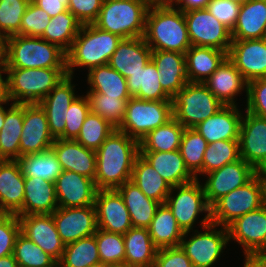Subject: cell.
Masks as SVG:
<instances>
[{"instance_id": "cell-36", "label": "cell", "mask_w": 266, "mask_h": 267, "mask_svg": "<svg viewBox=\"0 0 266 267\" xmlns=\"http://www.w3.org/2000/svg\"><path fill=\"white\" fill-rule=\"evenodd\" d=\"M131 181L150 199L165 204L171 191L169 183L140 154L133 164Z\"/></svg>"}, {"instance_id": "cell-13", "label": "cell", "mask_w": 266, "mask_h": 267, "mask_svg": "<svg viewBox=\"0 0 266 267\" xmlns=\"http://www.w3.org/2000/svg\"><path fill=\"white\" fill-rule=\"evenodd\" d=\"M257 173L251 165L240 158L205 174L206 180L202 184L208 205L211 207L222 196L245 185Z\"/></svg>"}, {"instance_id": "cell-22", "label": "cell", "mask_w": 266, "mask_h": 267, "mask_svg": "<svg viewBox=\"0 0 266 267\" xmlns=\"http://www.w3.org/2000/svg\"><path fill=\"white\" fill-rule=\"evenodd\" d=\"M58 207H84L94 205L97 192L93 179L73 171L62 170L55 181Z\"/></svg>"}, {"instance_id": "cell-38", "label": "cell", "mask_w": 266, "mask_h": 267, "mask_svg": "<svg viewBox=\"0 0 266 267\" xmlns=\"http://www.w3.org/2000/svg\"><path fill=\"white\" fill-rule=\"evenodd\" d=\"M147 229L157 249L178 247L185 233L166 204H160Z\"/></svg>"}, {"instance_id": "cell-18", "label": "cell", "mask_w": 266, "mask_h": 267, "mask_svg": "<svg viewBox=\"0 0 266 267\" xmlns=\"http://www.w3.org/2000/svg\"><path fill=\"white\" fill-rule=\"evenodd\" d=\"M227 58L247 82L266 77V38L232 40Z\"/></svg>"}, {"instance_id": "cell-63", "label": "cell", "mask_w": 266, "mask_h": 267, "mask_svg": "<svg viewBox=\"0 0 266 267\" xmlns=\"http://www.w3.org/2000/svg\"><path fill=\"white\" fill-rule=\"evenodd\" d=\"M10 102L11 101L7 97H5L3 100H0V130L4 126L6 111L8 110L6 106H9ZM3 105H5V107Z\"/></svg>"}, {"instance_id": "cell-64", "label": "cell", "mask_w": 266, "mask_h": 267, "mask_svg": "<svg viewBox=\"0 0 266 267\" xmlns=\"http://www.w3.org/2000/svg\"><path fill=\"white\" fill-rule=\"evenodd\" d=\"M3 74H6V71L0 70V100L6 97V77Z\"/></svg>"}, {"instance_id": "cell-3", "label": "cell", "mask_w": 266, "mask_h": 267, "mask_svg": "<svg viewBox=\"0 0 266 267\" xmlns=\"http://www.w3.org/2000/svg\"><path fill=\"white\" fill-rule=\"evenodd\" d=\"M122 39L94 24L82 25L71 48L66 52L67 75L73 77L75 67L89 71L93 67L108 64Z\"/></svg>"}, {"instance_id": "cell-29", "label": "cell", "mask_w": 266, "mask_h": 267, "mask_svg": "<svg viewBox=\"0 0 266 267\" xmlns=\"http://www.w3.org/2000/svg\"><path fill=\"white\" fill-rule=\"evenodd\" d=\"M57 208L55 183L24 177L23 207L17 215L52 214Z\"/></svg>"}, {"instance_id": "cell-65", "label": "cell", "mask_w": 266, "mask_h": 267, "mask_svg": "<svg viewBox=\"0 0 266 267\" xmlns=\"http://www.w3.org/2000/svg\"><path fill=\"white\" fill-rule=\"evenodd\" d=\"M177 0H156L157 3L165 5H173Z\"/></svg>"}, {"instance_id": "cell-30", "label": "cell", "mask_w": 266, "mask_h": 267, "mask_svg": "<svg viewBox=\"0 0 266 267\" xmlns=\"http://www.w3.org/2000/svg\"><path fill=\"white\" fill-rule=\"evenodd\" d=\"M232 40L266 38V0H246L239 10Z\"/></svg>"}, {"instance_id": "cell-48", "label": "cell", "mask_w": 266, "mask_h": 267, "mask_svg": "<svg viewBox=\"0 0 266 267\" xmlns=\"http://www.w3.org/2000/svg\"><path fill=\"white\" fill-rule=\"evenodd\" d=\"M115 130L116 128L108 121L90 111L75 140L84 147L96 151Z\"/></svg>"}, {"instance_id": "cell-6", "label": "cell", "mask_w": 266, "mask_h": 267, "mask_svg": "<svg viewBox=\"0 0 266 267\" xmlns=\"http://www.w3.org/2000/svg\"><path fill=\"white\" fill-rule=\"evenodd\" d=\"M151 0H104L96 27L123 39L142 37Z\"/></svg>"}, {"instance_id": "cell-60", "label": "cell", "mask_w": 266, "mask_h": 267, "mask_svg": "<svg viewBox=\"0 0 266 267\" xmlns=\"http://www.w3.org/2000/svg\"><path fill=\"white\" fill-rule=\"evenodd\" d=\"M242 267H266V254H244Z\"/></svg>"}, {"instance_id": "cell-16", "label": "cell", "mask_w": 266, "mask_h": 267, "mask_svg": "<svg viewBox=\"0 0 266 267\" xmlns=\"http://www.w3.org/2000/svg\"><path fill=\"white\" fill-rule=\"evenodd\" d=\"M55 139L51 135L46 113L39 103H24L23 130L19 144V158L51 149Z\"/></svg>"}, {"instance_id": "cell-33", "label": "cell", "mask_w": 266, "mask_h": 267, "mask_svg": "<svg viewBox=\"0 0 266 267\" xmlns=\"http://www.w3.org/2000/svg\"><path fill=\"white\" fill-rule=\"evenodd\" d=\"M189 82H204L227 58L225 51L192 45L185 53Z\"/></svg>"}, {"instance_id": "cell-56", "label": "cell", "mask_w": 266, "mask_h": 267, "mask_svg": "<svg viewBox=\"0 0 266 267\" xmlns=\"http://www.w3.org/2000/svg\"><path fill=\"white\" fill-rule=\"evenodd\" d=\"M104 0H69L68 10L82 25L93 24Z\"/></svg>"}, {"instance_id": "cell-53", "label": "cell", "mask_w": 266, "mask_h": 267, "mask_svg": "<svg viewBox=\"0 0 266 267\" xmlns=\"http://www.w3.org/2000/svg\"><path fill=\"white\" fill-rule=\"evenodd\" d=\"M21 225L17 215L2 214L0 216V258L13 254Z\"/></svg>"}, {"instance_id": "cell-45", "label": "cell", "mask_w": 266, "mask_h": 267, "mask_svg": "<svg viewBox=\"0 0 266 267\" xmlns=\"http://www.w3.org/2000/svg\"><path fill=\"white\" fill-rule=\"evenodd\" d=\"M240 159L239 140H220L207 145L203 156L204 175Z\"/></svg>"}, {"instance_id": "cell-49", "label": "cell", "mask_w": 266, "mask_h": 267, "mask_svg": "<svg viewBox=\"0 0 266 267\" xmlns=\"http://www.w3.org/2000/svg\"><path fill=\"white\" fill-rule=\"evenodd\" d=\"M94 235L96 237L101 262L112 266L125 264V244L123 235L102 229H97Z\"/></svg>"}, {"instance_id": "cell-61", "label": "cell", "mask_w": 266, "mask_h": 267, "mask_svg": "<svg viewBox=\"0 0 266 267\" xmlns=\"http://www.w3.org/2000/svg\"><path fill=\"white\" fill-rule=\"evenodd\" d=\"M7 37L0 34V70H6Z\"/></svg>"}, {"instance_id": "cell-17", "label": "cell", "mask_w": 266, "mask_h": 267, "mask_svg": "<svg viewBox=\"0 0 266 267\" xmlns=\"http://www.w3.org/2000/svg\"><path fill=\"white\" fill-rule=\"evenodd\" d=\"M52 216L65 245L92 236L98 229L95 205L58 207Z\"/></svg>"}, {"instance_id": "cell-2", "label": "cell", "mask_w": 266, "mask_h": 267, "mask_svg": "<svg viewBox=\"0 0 266 267\" xmlns=\"http://www.w3.org/2000/svg\"><path fill=\"white\" fill-rule=\"evenodd\" d=\"M144 40L152 50L185 54L192 46L184 12L173 5L153 2L146 15Z\"/></svg>"}, {"instance_id": "cell-40", "label": "cell", "mask_w": 266, "mask_h": 267, "mask_svg": "<svg viewBox=\"0 0 266 267\" xmlns=\"http://www.w3.org/2000/svg\"><path fill=\"white\" fill-rule=\"evenodd\" d=\"M184 129L172 117L162 126L150 131L139 142V152H169L179 150Z\"/></svg>"}, {"instance_id": "cell-7", "label": "cell", "mask_w": 266, "mask_h": 267, "mask_svg": "<svg viewBox=\"0 0 266 267\" xmlns=\"http://www.w3.org/2000/svg\"><path fill=\"white\" fill-rule=\"evenodd\" d=\"M266 203V178L258 172L245 185L222 196L211 206V223L228 227L244 214L257 210Z\"/></svg>"}, {"instance_id": "cell-4", "label": "cell", "mask_w": 266, "mask_h": 267, "mask_svg": "<svg viewBox=\"0 0 266 267\" xmlns=\"http://www.w3.org/2000/svg\"><path fill=\"white\" fill-rule=\"evenodd\" d=\"M6 97L13 103H39L66 76V68H6Z\"/></svg>"}, {"instance_id": "cell-8", "label": "cell", "mask_w": 266, "mask_h": 267, "mask_svg": "<svg viewBox=\"0 0 266 267\" xmlns=\"http://www.w3.org/2000/svg\"><path fill=\"white\" fill-rule=\"evenodd\" d=\"M198 221L203 232L197 229L186 231L179 246L194 267H215L229 244L228 229L211 223L210 216H204Z\"/></svg>"}, {"instance_id": "cell-26", "label": "cell", "mask_w": 266, "mask_h": 267, "mask_svg": "<svg viewBox=\"0 0 266 267\" xmlns=\"http://www.w3.org/2000/svg\"><path fill=\"white\" fill-rule=\"evenodd\" d=\"M62 170H69L90 179L96 176V152L76 140L55 139L51 147Z\"/></svg>"}, {"instance_id": "cell-19", "label": "cell", "mask_w": 266, "mask_h": 267, "mask_svg": "<svg viewBox=\"0 0 266 267\" xmlns=\"http://www.w3.org/2000/svg\"><path fill=\"white\" fill-rule=\"evenodd\" d=\"M72 76H66L39 104L48 119L49 131L54 139H64L66 118L70 105L79 96Z\"/></svg>"}, {"instance_id": "cell-43", "label": "cell", "mask_w": 266, "mask_h": 267, "mask_svg": "<svg viewBox=\"0 0 266 267\" xmlns=\"http://www.w3.org/2000/svg\"><path fill=\"white\" fill-rule=\"evenodd\" d=\"M100 262L95 235L66 244L58 261L61 267H90Z\"/></svg>"}, {"instance_id": "cell-1", "label": "cell", "mask_w": 266, "mask_h": 267, "mask_svg": "<svg viewBox=\"0 0 266 267\" xmlns=\"http://www.w3.org/2000/svg\"><path fill=\"white\" fill-rule=\"evenodd\" d=\"M96 152L97 190L117 189L131 180L133 164L139 154V142L116 129Z\"/></svg>"}, {"instance_id": "cell-37", "label": "cell", "mask_w": 266, "mask_h": 267, "mask_svg": "<svg viewBox=\"0 0 266 267\" xmlns=\"http://www.w3.org/2000/svg\"><path fill=\"white\" fill-rule=\"evenodd\" d=\"M24 103L11 102L0 130V160H18L23 130Z\"/></svg>"}, {"instance_id": "cell-50", "label": "cell", "mask_w": 266, "mask_h": 267, "mask_svg": "<svg viewBox=\"0 0 266 267\" xmlns=\"http://www.w3.org/2000/svg\"><path fill=\"white\" fill-rule=\"evenodd\" d=\"M31 0H0V34L6 37L20 31L22 17Z\"/></svg>"}, {"instance_id": "cell-27", "label": "cell", "mask_w": 266, "mask_h": 267, "mask_svg": "<svg viewBox=\"0 0 266 267\" xmlns=\"http://www.w3.org/2000/svg\"><path fill=\"white\" fill-rule=\"evenodd\" d=\"M151 60L158 69L162 89L171 98L189 82L185 54L176 51L152 50Z\"/></svg>"}, {"instance_id": "cell-25", "label": "cell", "mask_w": 266, "mask_h": 267, "mask_svg": "<svg viewBox=\"0 0 266 267\" xmlns=\"http://www.w3.org/2000/svg\"><path fill=\"white\" fill-rule=\"evenodd\" d=\"M236 105H224L218 112L199 123L194 129L208 144L220 140H239L243 110Z\"/></svg>"}, {"instance_id": "cell-68", "label": "cell", "mask_w": 266, "mask_h": 267, "mask_svg": "<svg viewBox=\"0 0 266 267\" xmlns=\"http://www.w3.org/2000/svg\"><path fill=\"white\" fill-rule=\"evenodd\" d=\"M111 267H130V266L123 264V265H114V266H111Z\"/></svg>"}, {"instance_id": "cell-44", "label": "cell", "mask_w": 266, "mask_h": 267, "mask_svg": "<svg viewBox=\"0 0 266 267\" xmlns=\"http://www.w3.org/2000/svg\"><path fill=\"white\" fill-rule=\"evenodd\" d=\"M207 145V141L194 128L184 129L179 151L185 166L197 180H200L198 176H203V156Z\"/></svg>"}, {"instance_id": "cell-15", "label": "cell", "mask_w": 266, "mask_h": 267, "mask_svg": "<svg viewBox=\"0 0 266 267\" xmlns=\"http://www.w3.org/2000/svg\"><path fill=\"white\" fill-rule=\"evenodd\" d=\"M229 242L234 240L244 254H266V203L233 221L228 227Z\"/></svg>"}, {"instance_id": "cell-69", "label": "cell", "mask_w": 266, "mask_h": 267, "mask_svg": "<svg viewBox=\"0 0 266 267\" xmlns=\"http://www.w3.org/2000/svg\"><path fill=\"white\" fill-rule=\"evenodd\" d=\"M52 267H61L60 264L57 262L55 265H53Z\"/></svg>"}, {"instance_id": "cell-23", "label": "cell", "mask_w": 266, "mask_h": 267, "mask_svg": "<svg viewBox=\"0 0 266 267\" xmlns=\"http://www.w3.org/2000/svg\"><path fill=\"white\" fill-rule=\"evenodd\" d=\"M203 83L223 105L238 106L236 97L242 95V91L247 98L248 82L228 58Z\"/></svg>"}, {"instance_id": "cell-47", "label": "cell", "mask_w": 266, "mask_h": 267, "mask_svg": "<svg viewBox=\"0 0 266 267\" xmlns=\"http://www.w3.org/2000/svg\"><path fill=\"white\" fill-rule=\"evenodd\" d=\"M13 255L18 267H52L57 261L21 232L17 236Z\"/></svg>"}, {"instance_id": "cell-57", "label": "cell", "mask_w": 266, "mask_h": 267, "mask_svg": "<svg viewBox=\"0 0 266 267\" xmlns=\"http://www.w3.org/2000/svg\"><path fill=\"white\" fill-rule=\"evenodd\" d=\"M154 267H194L185 252L178 247L157 249Z\"/></svg>"}, {"instance_id": "cell-20", "label": "cell", "mask_w": 266, "mask_h": 267, "mask_svg": "<svg viewBox=\"0 0 266 267\" xmlns=\"http://www.w3.org/2000/svg\"><path fill=\"white\" fill-rule=\"evenodd\" d=\"M94 205L98 229L124 235L132 228L129 211L116 189L97 190Z\"/></svg>"}, {"instance_id": "cell-24", "label": "cell", "mask_w": 266, "mask_h": 267, "mask_svg": "<svg viewBox=\"0 0 266 267\" xmlns=\"http://www.w3.org/2000/svg\"><path fill=\"white\" fill-rule=\"evenodd\" d=\"M24 174L18 160H0V210L17 215L23 207Z\"/></svg>"}, {"instance_id": "cell-54", "label": "cell", "mask_w": 266, "mask_h": 267, "mask_svg": "<svg viewBox=\"0 0 266 267\" xmlns=\"http://www.w3.org/2000/svg\"><path fill=\"white\" fill-rule=\"evenodd\" d=\"M245 110L266 118V77L248 82Z\"/></svg>"}, {"instance_id": "cell-42", "label": "cell", "mask_w": 266, "mask_h": 267, "mask_svg": "<svg viewBox=\"0 0 266 267\" xmlns=\"http://www.w3.org/2000/svg\"><path fill=\"white\" fill-rule=\"evenodd\" d=\"M18 161L24 177H39L47 182L55 183L62 172L61 165L52 149L24 155Z\"/></svg>"}, {"instance_id": "cell-10", "label": "cell", "mask_w": 266, "mask_h": 267, "mask_svg": "<svg viewBox=\"0 0 266 267\" xmlns=\"http://www.w3.org/2000/svg\"><path fill=\"white\" fill-rule=\"evenodd\" d=\"M172 117V101H148L131 97L118 130L140 142L150 131Z\"/></svg>"}, {"instance_id": "cell-12", "label": "cell", "mask_w": 266, "mask_h": 267, "mask_svg": "<svg viewBox=\"0 0 266 267\" xmlns=\"http://www.w3.org/2000/svg\"><path fill=\"white\" fill-rule=\"evenodd\" d=\"M191 45L213 47L228 54L232 43L231 31L207 9L184 12Z\"/></svg>"}, {"instance_id": "cell-21", "label": "cell", "mask_w": 266, "mask_h": 267, "mask_svg": "<svg viewBox=\"0 0 266 267\" xmlns=\"http://www.w3.org/2000/svg\"><path fill=\"white\" fill-rule=\"evenodd\" d=\"M17 216L21 225V233L58 262L64 252L65 244L57 232L52 214Z\"/></svg>"}, {"instance_id": "cell-35", "label": "cell", "mask_w": 266, "mask_h": 267, "mask_svg": "<svg viewBox=\"0 0 266 267\" xmlns=\"http://www.w3.org/2000/svg\"><path fill=\"white\" fill-rule=\"evenodd\" d=\"M158 74V69L150 59L141 70L127 78L130 96L148 101H172L162 89Z\"/></svg>"}, {"instance_id": "cell-41", "label": "cell", "mask_w": 266, "mask_h": 267, "mask_svg": "<svg viewBox=\"0 0 266 267\" xmlns=\"http://www.w3.org/2000/svg\"><path fill=\"white\" fill-rule=\"evenodd\" d=\"M81 26L82 24L69 10L64 11L50 18L41 38L58 45L62 50L67 52L77 37Z\"/></svg>"}, {"instance_id": "cell-34", "label": "cell", "mask_w": 266, "mask_h": 267, "mask_svg": "<svg viewBox=\"0 0 266 267\" xmlns=\"http://www.w3.org/2000/svg\"><path fill=\"white\" fill-rule=\"evenodd\" d=\"M125 265L154 267L157 248L147 228H130L124 235Z\"/></svg>"}, {"instance_id": "cell-39", "label": "cell", "mask_w": 266, "mask_h": 267, "mask_svg": "<svg viewBox=\"0 0 266 267\" xmlns=\"http://www.w3.org/2000/svg\"><path fill=\"white\" fill-rule=\"evenodd\" d=\"M87 92L104 94V97L130 99L127 79L108 64L91 68L87 72Z\"/></svg>"}, {"instance_id": "cell-32", "label": "cell", "mask_w": 266, "mask_h": 267, "mask_svg": "<svg viewBox=\"0 0 266 267\" xmlns=\"http://www.w3.org/2000/svg\"><path fill=\"white\" fill-rule=\"evenodd\" d=\"M116 190L122 196L129 211L132 227L148 228L160 203L148 198L131 180L126 181Z\"/></svg>"}, {"instance_id": "cell-5", "label": "cell", "mask_w": 266, "mask_h": 267, "mask_svg": "<svg viewBox=\"0 0 266 267\" xmlns=\"http://www.w3.org/2000/svg\"><path fill=\"white\" fill-rule=\"evenodd\" d=\"M6 68H66V52L41 37H7Z\"/></svg>"}, {"instance_id": "cell-62", "label": "cell", "mask_w": 266, "mask_h": 267, "mask_svg": "<svg viewBox=\"0 0 266 267\" xmlns=\"http://www.w3.org/2000/svg\"><path fill=\"white\" fill-rule=\"evenodd\" d=\"M0 267H18V263L13 254L0 258Z\"/></svg>"}, {"instance_id": "cell-28", "label": "cell", "mask_w": 266, "mask_h": 267, "mask_svg": "<svg viewBox=\"0 0 266 267\" xmlns=\"http://www.w3.org/2000/svg\"><path fill=\"white\" fill-rule=\"evenodd\" d=\"M151 53L152 49L143 36L122 39L108 65L127 79L147 64L151 59Z\"/></svg>"}, {"instance_id": "cell-58", "label": "cell", "mask_w": 266, "mask_h": 267, "mask_svg": "<svg viewBox=\"0 0 266 267\" xmlns=\"http://www.w3.org/2000/svg\"><path fill=\"white\" fill-rule=\"evenodd\" d=\"M35 5L46 11L50 17L68 11L69 0H31Z\"/></svg>"}, {"instance_id": "cell-55", "label": "cell", "mask_w": 266, "mask_h": 267, "mask_svg": "<svg viewBox=\"0 0 266 267\" xmlns=\"http://www.w3.org/2000/svg\"><path fill=\"white\" fill-rule=\"evenodd\" d=\"M240 4L230 0H211L206 9L231 32L235 27Z\"/></svg>"}, {"instance_id": "cell-59", "label": "cell", "mask_w": 266, "mask_h": 267, "mask_svg": "<svg viewBox=\"0 0 266 267\" xmlns=\"http://www.w3.org/2000/svg\"><path fill=\"white\" fill-rule=\"evenodd\" d=\"M211 0H177L173 6L183 12L193 9H206Z\"/></svg>"}, {"instance_id": "cell-52", "label": "cell", "mask_w": 266, "mask_h": 267, "mask_svg": "<svg viewBox=\"0 0 266 267\" xmlns=\"http://www.w3.org/2000/svg\"><path fill=\"white\" fill-rule=\"evenodd\" d=\"M90 111L88 97L86 95H79L69 107L65 120L64 139L75 140L77 138Z\"/></svg>"}, {"instance_id": "cell-14", "label": "cell", "mask_w": 266, "mask_h": 267, "mask_svg": "<svg viewBox=\"0 0 266 267\" xmlns=\"http://www.w3.org/2000/svg\"><path fill=\"white\" fill-rule=\"evenodd\" d=\"M243 112L239 131V154L257 172L266 169V118Z\"/></svg>"}, {"instance_id": "cell-66", "label": "cell", "mask_w": 266, "mask_h": 267, "mask_svg": "<svg viewBox=\"0 0 266 267\" xmlns=\"http://www.w3.org/2000/svg\"><path fill=\"white\" fill-rule=\"evenodd\" d=\"M111 266L112 265H110V264L100 262V263L94 264V265H92L90 267H111Z\"/></svg>"}, {"instance_id": "cell-9", "label": "cell", "mask_w": 266, "mask_h": 267, "mask_svg": "<svg viewBox=\"0 0 266 267\" xmlns=\"http://www.w3.org/2000/svg\"><path fill=\"white\" fill-rule=\"evenodd\" d=\"M223 106L202 82H188L172 97L173 117L184 128L196 127Z\"/></svg>"}, {"instance_id": "cell-51", "label": "cell", "mask_w": 266, "mask_h": 267, "mask_svg": "<svg viewBox=\"0 0 266 267\" xmlns=\"http://www.w3.org/2000/svg\"><path fill=\"white\" fill-rule=\"evenodd\" d=\"M50 18L46 11L30 1L22 17L20 31L17 34L29 37H41Z\"/></svg>"}, {"instance_id": "cell-70", "label": "cell", "mask_w": 266, "mask_h": 267, "mask_svg": "<svg viewBox=\"0 0 266 267\" xmlns=\"http://www.w3.org/2000/svg\"><path fill=\"white\" fill-rule=\"evenodd\" d=\"M263 173H264V176H265V178H266V169L263 171Z\"/></svg>"}, {"instance_id": "cell-31", "label": "cell", "mask_w": 266, "mask_h": 267, "mask_svg": "<svg viewBox=\"0 0 266 267\" xmlns=\"http://www.w3.org/2000/svg\"><path fill=\"white\" fill-rule=\"evenodd\" d=\"M139 154L156 169L171 187L184 185L196 178L185 166L179 150L169 152H139Z\"/></svg>"}, {"instance_id": "cell-11", "label": "cell", "mask_w": 266, "mask_h": 267, "mask_svg": "<svg viewBox=\"0 0 266 267\" xmlns=\"http://www.w3.org/2000/svg\"><path fill=\"white\" fill-rule=\"evenodd\" d=\"M200 181L195 179L184 185L173 186L165 201L184 232L193 230L200 213L205 216H210L211 213Z\"/></svg>"}, {"instance_id": "cell-67", "label": "cell", "mask_w": 266, "mask_h": 267, "mask_svg": "<svg viewBox=\"0 0 266 267\" xmlns=\"http://www.w3.org/2000/svg\"><path fill=\"white\" fill-rule=\"evenodd\" d=\"M230 1L236 2V3L240 4V5H242L246 0H230Z\"/></svg>"}, {"instance_id": "cell-46", "label": "cell", "mask_w": 266, "mask_h": 267, "mask_svg": "<svg viewBox=\"0 0 266 267\" xmlns=\"http://www.w3.org/2000/svg\"><path fill=\"white\" fill-rule=\"evenodd\" d=\"M92 113L98 114L112 126L118 129L124 120L127 102L129 99H117V97H104V94L87 92Z\"/></svg>"}]
</instances>
